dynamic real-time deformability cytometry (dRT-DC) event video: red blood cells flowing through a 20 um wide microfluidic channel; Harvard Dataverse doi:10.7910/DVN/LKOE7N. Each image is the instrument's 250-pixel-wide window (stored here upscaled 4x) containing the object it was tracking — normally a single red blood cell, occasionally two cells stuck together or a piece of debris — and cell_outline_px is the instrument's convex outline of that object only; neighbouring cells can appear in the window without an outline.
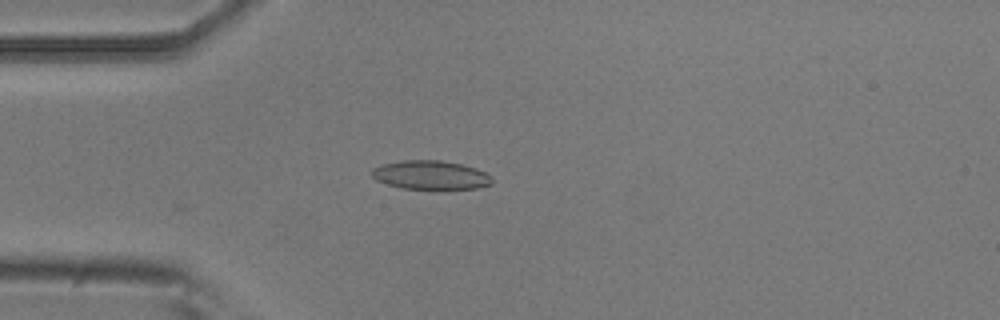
{"species": "common noctule bat (a hibernating species)", "species_latin": "Nyctalus noctula", "temperature_condition": "room temperature", "stored_images_in_passage": 5, "camera_frame_rate_fps": 3000, "um_per_image_px": 0.085, "animal": {"sex": "male", "body_mass_g": 20.5, "forearm_length_mm": 52.5}, "frame": {"image": 1, "passage_image": 4, "time_ms": 1.0, "image_size_px": [1000, 320], "cell_outline_px": [[492, 184], [476, 188], [432, 192], [404, 188], [388, 184], [376, 180], [372, 176], [372, 168], [380, 164], [400, 160], [440, 160], [460, 164], [476, 168], [492, 176]], "centroid_in_image_um": [36.61, 14.92], "position_along_channel_um": 48.4, "area_um2": 21.04}}